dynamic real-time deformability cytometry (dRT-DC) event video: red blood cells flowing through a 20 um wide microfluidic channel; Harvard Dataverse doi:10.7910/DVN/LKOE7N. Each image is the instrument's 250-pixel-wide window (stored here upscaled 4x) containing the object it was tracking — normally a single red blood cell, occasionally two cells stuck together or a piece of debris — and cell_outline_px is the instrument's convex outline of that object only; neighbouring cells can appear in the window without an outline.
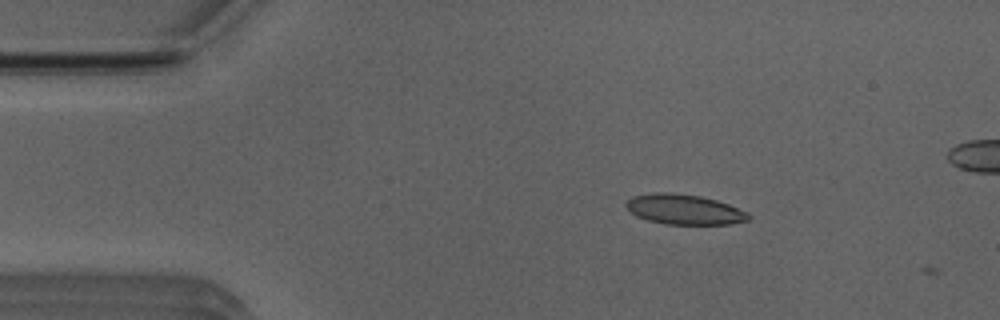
{"species": "Egyptian fruit bat (a non-hibernating species)", "species_latin": "Rousettus aegyptiacus", "temperature_condition": "room temperature", "stored_images_in_passage": 4, "camera_frame_rate_fps": 3000, "um_per_image_px": 0.085, "animal": {"sex": "male"}, "frame": {"image": 1, "passage_image": 2, "time_ms": 0.333, "image_size_px": [1000, 320], "cell_outline_px": [[752, 216], [748, 220], [728, 224], [664, 224], [648, 220], [636, 216], [624, 204], [632, 196], [652, 192], [672, 192], [700, 196], [716, 200], [728, 204], [748, 212]], "centroid_in_image_um": [58.15, 17.79], "position_along_channel_um": 26.8, "area_um2": 21.5}}